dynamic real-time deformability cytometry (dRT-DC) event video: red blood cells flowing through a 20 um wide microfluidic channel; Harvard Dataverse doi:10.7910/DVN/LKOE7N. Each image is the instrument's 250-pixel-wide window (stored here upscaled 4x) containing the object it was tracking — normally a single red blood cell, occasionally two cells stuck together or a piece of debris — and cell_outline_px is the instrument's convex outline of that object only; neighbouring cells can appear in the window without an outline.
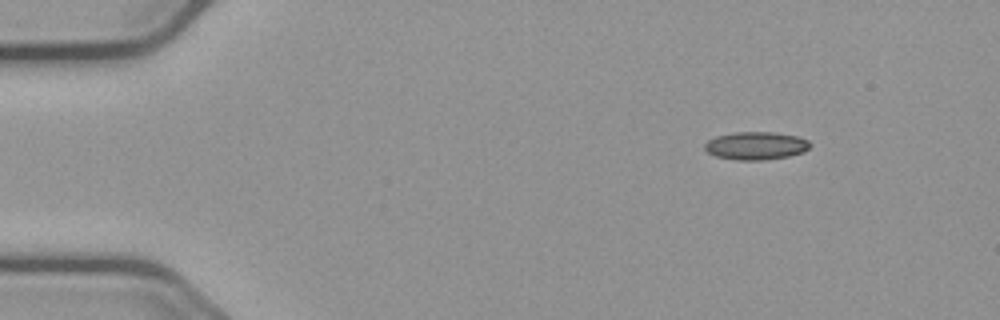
{"species": "common noctule bat (a hibernating species)", "species_latin": "Nyctalus noctula", "temperature_condition": "cold", "stored_images_in_passage": 50, "camera_frame_rate_fps": 3000, "um_per_image_px": 0.085, "animal": {"sex": "male", "body_mass_g": 23.1, "forearm_length_mm": 52.7}, "frame": {"image": 1, "passage_image": 1, "time_ms": 0.0, "image_size_px": [1000, 320], "cell_outline_px": [[812, 144], [804, 152], [788, 156], [764, 160], [736, 160], [716, 156], [708, 152], [704, 148], [704, 144], [708, 140], [716, 136], [736, 132], [776, 132], [796, 136], [808, 140]], "centroid_in_image_um": [64.26, 12.38], "position_along_channel_um": 20.7, "area_um2": 17.17}}
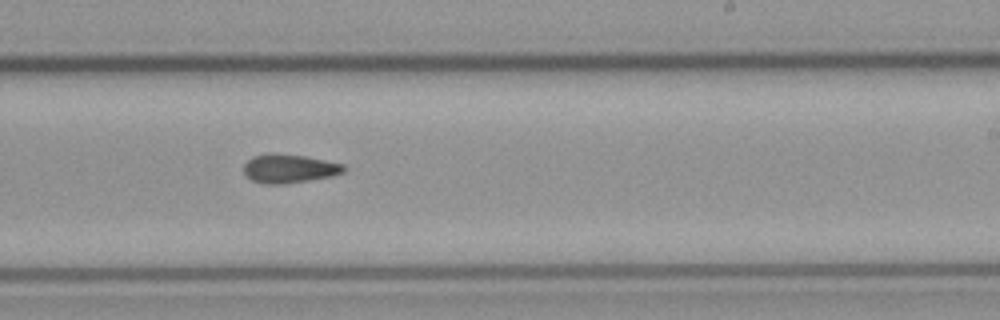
{"frame": {"image": 2, "passage_image": 28, "time_ms": 9.0, "image_size_px": [1000, 320], "cell_outline_px": [[344, 172], [332, 176], [284, 184], [264, 184], [252, 180], [244, 172], [244, 164], [252, 156], [268, 152], [276, 152], [304, 156], [344, 164]], "centroid_in_image_um": [24.54, 14.31], "position_along_channel_um": 264.5, "area_um2": 16.82}}
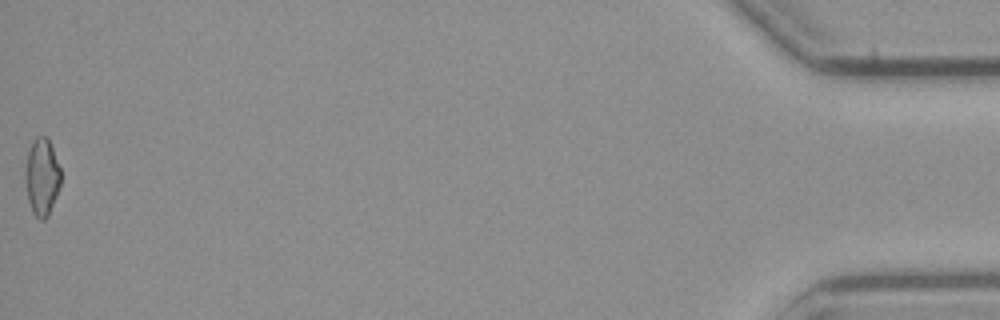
{"frame": {"image": 3, "passage_image": 50, "time_ms": 16.333, "image_size_px": [1000, 320], "cell_outline_px": [[60, 184], [56, 196], [48, 216], [44, 220], [40, 220], [32, 212], [28, 200], [28, 152], [36, 136], [48, 136], [60, 168]], "centroid_in_image_um": [3.62, 15.04], "position_along_channel_um": 431.6, "area_um2": 15.2}, "authors_computed_cell_mechanics": {"area_um2": 16.5886, "velocity_mm_per_s": 3.6912, "shape_relaxation_time_tau1_ms": null, "shape_relaxation_time_tau2_ms": 8.864, "deformation_change_tau1": null, "deformation_change_tau2": 0.1584}}